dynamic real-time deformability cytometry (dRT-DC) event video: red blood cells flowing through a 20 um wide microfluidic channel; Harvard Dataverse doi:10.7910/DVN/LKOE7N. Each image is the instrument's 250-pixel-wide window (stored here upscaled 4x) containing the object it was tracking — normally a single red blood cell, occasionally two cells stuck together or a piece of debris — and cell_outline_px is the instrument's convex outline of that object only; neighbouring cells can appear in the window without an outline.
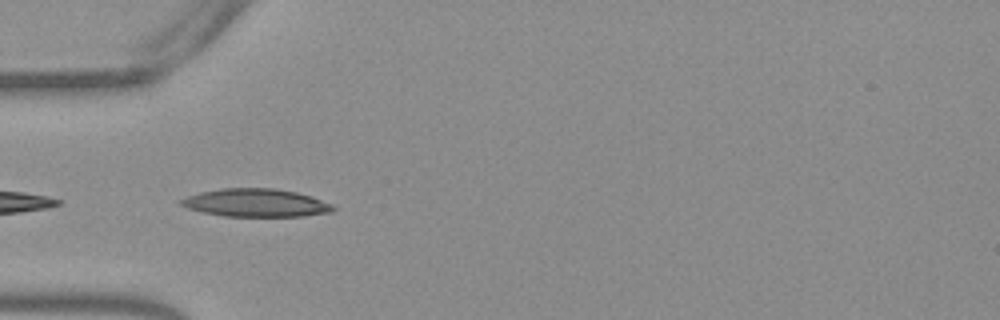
{"species": "Egyptian fruit bat (a non-hibernating species)", "species_latin": "Rousettus aegyptiacus", "temperature_condition": "warm", "stored_images_in_passage": 24, "camera_frame_rate_fps": 3000, "um_per_image_px": 0.085, "frame": {"image": 1, "passage_image": 1, "time_ms": 0.0, "image_size_px": [1000, 320], "cell_outline_px": [[336, 208], [332, 212], [304, 216], [224, 216], [200, 212], [188, 208], [180, 204], [180, 200], [188, 196], [200, 192], [220, 188], [276, 188], [296, 192], [312, 196], [332, 204]], "centroid_in_image_um": [21.77, 17.24], "position_along_channel_um": 63.2, "area_um2": 24.91}}
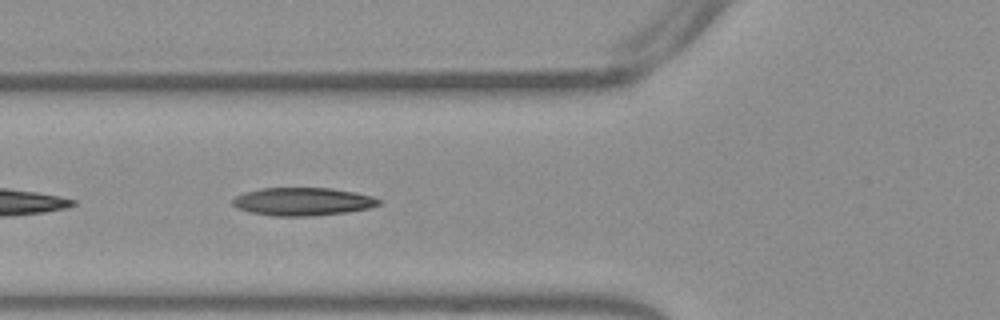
{"frame": {"image": 2, "passage_image": 4, "time_ms": 1.0, "image_size_px": [1000, 320], "cell_outline_px": [[384, 204], [368, 208], [348, 212], [312, 216], [272, 216], [252, 212], [236, 208], [232, 204], [232, 200], [236, 196], [244, 192], [260, 188], [332, 188], [356, 192], [372, 196], [384, 200]], "centroid_in_image_um": [25.78, 17.13], "position_along_channel_um": 100.0, "area_um2": 24.16}}
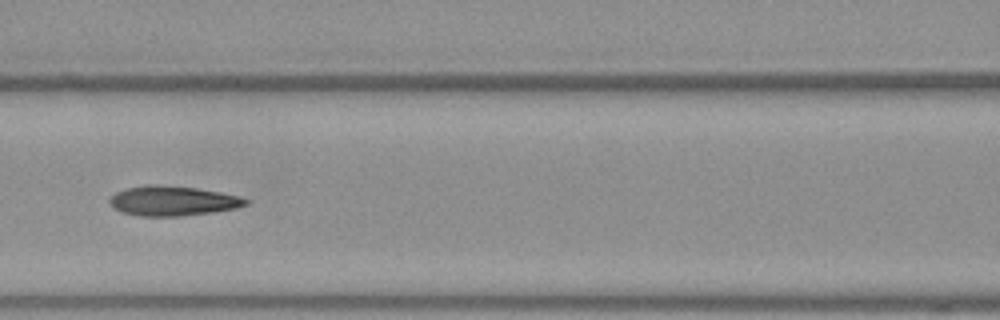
{"frame": {"image": 3, "passage_image": 8, "time_ms": 2.333, "image_size_px": [1000, 320], "cell_outline_px": [[248, 204], [236, 208], [212, 212], [180, 216], [140, 216], [120, 212], [112, 208], [108, 200], [116, 192], [124, 188], [148, 184], [160, 184], [196, 188], [220, 192], [240, 196], [248, 200]], "centroid_in_image_um": [14.63, 17.07], "position_along_channel_um": 152.0, "area_um2": 23.81}}